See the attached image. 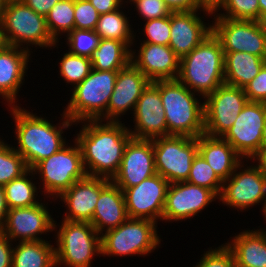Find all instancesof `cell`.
<instances>
[{
    "label": "cell",
    "instance_id": "obj_1",
    "mask_svg": "<svg viewBox=\"0 0 266 267\" xmlns=\"http://www.w3.org/2000/svg\"><path fill=\"white\" fill-rule=\"evenodd\" d=\"M129 130L121 122H84L75 140L80 147L87 176L110 180L114 177L122 162L125 147L132 138Z\"/></svg>",
    "mask_w": 266,
    "mask_h": 267
},
{
    "label": "cell",
    "instance_id": "obj_2",
    "mask_svg": "<svg viewBox=\"0 0 266 267\" xmlns=\"http://www.w3.org/2000/svg\"><path fill=\"white\" fill-rule=\"evenodd\" d=\"M10 107L18 140V149L15 150L23 157L28 169L66 145V140L62 137L63 129L69 128L73 122L64 113L62 119L65 120L61 123L62 126L57 127L51 121L17 105Z\"/></svg>",
    "mask_w": 266,
    "mask_h": 267
},
{
    "label": "cell",
    "instance_id": "obj_3",
    "mask_svg": "<svg viewBox=\"0 0 266 267\" xmlns=\"http://www.w3.org/2000/svg\"><path fill=\"white\" fill-rule=\"evenodd\" d=\"M190 91L205 98L213 93L224 79V52L220 40L208 35L196 48L180 59L177 78Z\"/></svg>",
    "mask_w": 266,
    "mask_h": 267
},
{
    "label": "cell",
    "instance_id": "obj_4",
    "mask_svg": "<svg viewBox=\"0 0 266 267\" xmlns=\"http://www.w3.org/2000/svg\"><path fill=\"white\" fill-rule=\"evenodd\" d=\"M154 83L160 89L165 111L167 136H189L197 138L204 134V103L195 93L178 79L158 80Z\"/></svg>",
    "mask_w": 266,
    "mask_h": 267
},
{
    "label": "cell",
    "instance_id": "obj_5",
    "mask_svg": "<svg viewBox=\"0 0 266 267\" xmlns=\"http://www.w3.org/2000/svg\"><path fill=\"white\" fill-rule=\"evenodd\" d=\"M118 71L92 69L82 82L74 86L71 99L63 113L75 124L86 120L103 122Z\"/></svg>",
    "mask_w": 266,
    "mask_h": 267
},
{
    "label": "cell",
    "instance_id": "obj_6",
    "mask_svg": "<svg viewBox=\"0 0 266 267\" xmlns=\"http://www.w3.org/2000/svg\"><path fill=\"white\" fill-rule=\"evenodd\" d=\"M56 236V266L91 267L93 256L102 254L101 235L89 222L63 220Z\"/></svg>",
    "mask_w": 266,
    "mask_h": 267
},
{
    "label": "cell",
    "instance_id": "obj_7",
    "mask_svg": "<svg viewBox=\"0 0 266 267\" xmlns=\"http://www.w3.org/2000/svg\"><path fill=\"white\" fill-rule=\"evenodd\" d=\"M1 23L5 45L20 48L25 43L42 48L56 45L49 33L45 16L37 14L24 2L8 3Z\"/></svg>",
    "mask_w": 266,
    "mask_h": 267
},
{
    "label": "cell",
    "instance_id": "obj_8",
    "mask_svg": "<svg viewBox=\"0 0 266 267\" xmlns=\"http://www.w3.org/2000/svg\"><path fill=\"white\" fill-rule=\"evenodd\" d=\"M157 223L147 219L128 218L117 228L101 235L102 256L147 255L160 244Z\"/></svg>",
    "mask_w": 266,
    "mask_h": 267
},
{
    "label": "cell",
    "instance_id": "obj_9",
    "mask_svg": "<svg viewBox=\"0 0 266 267\" xmlns=\"http://www.w3.org/2000/svg\"><path fill=\"white\" fill-rule=\"evenodd\" d=\"M32 170L40 174L46 193L58 198L76 181L84 179L87 174L82 161V154L75 140L74 146H64L50 157L38 162ZM54 194V195H53Z\"/></svg>",
    "mask_w": 266,
    "mask_h": 267
},
{
    "label": "cell",
    "instance_id": "obj_10",
    "mask_svg": "<svg viewBox=\"0 0 266 267\" xmlns=\"http://www.w3.org/2000/svg\"><path fill=\"white\" fill-rule=\"evenodd\" d=\"M152 141L156 173L169 183L187 181L198 153V137L170 135Z\"/></svg>",
    "mask_w": 266,
    "mask_h": 267
},
{
    "label": "cell",
    "instance_id": "obj_11",
    "mask_svg": "<svg viewBox=\"0 0 266 267\" xmlns=\"http://www.w3.org/2000/svg\"><path fill=\"white\" fill-rule=\"evenodd\" d=\"M204 99V134L212 137H222L248 102L244 88L225 83Z\"/></svg>",
    "mask_w": 266,
    "mask_h": 267
},
{
    "label": "cell",
    "instance_id": "obj_12",
    "mask_svg": "<svg viewBox=\"0 0 266 267\" xmlns=\"http://www.w3.org/2000/svg\"><path fill=\"white\" fill-rule=\"evenodd\" d=\"M214 19L212 32L220 40L223 52H247L266 58V31L260 21Z\"/></svg>",
    "mask_w": 266,
    "mask_h": 267
},
{
    "label": "cell",
    "instance_id": "obj_13",
    "mask_svg": "<svg viewBox=\"0 0 266 267\" xmlns=\"http://www.w3.org/2000/svg\"><path fill=\"white\" fill-rule=\"evenodd\" d=\"M266 119V103L247 102L232 127L222 136L243 158H250L261 147Z\"/></svg>",
    "mask_w": 266,
    "mask_h": 267
},
{
    "label": "cell",
    "instance_id": "obj_14",
    "mask_svg": "<svg viewBox=\"0 0 266 267\" xmlns=\"http://www.w3.org/2000/svg\"><path fill=\"white\" fill-rule=\"evenodd\" d=\"M241 167H244L242 162L236 167L233 174L223 182L218 199L224 205L242 211L262 201L265 203L266 174L255 165L245 168L244 171L236 172Z\"/></svg>",
    "mask_w": 266,
    "mask_h": 267
},
{
    "label": "cell",
    "instance_id": "obj_15",
    "mask_svg": "<svg viewBox=\"0 0 266 267\" xmlns=\"http://www.w3.org/2000/svg\"><path fill=\"white\" fill-rule=\"evenodd\" d=\"M169 182L160 174H155L140 184L123 191L129 218L147 219L157 223L162 220Z\"/></svg>",
    "mask_w": 266,
    "mask_h": 267
},
{
    "label": "cell",
    "instance_id": "obj_16",
    "mask_svg": "<svg viewBox=\"0 0 266 267\" xmlns=\"http://www.w3.org/2000/svg\"><path fill=\"white\" fill-rule=\"evenodd\" d=\"M54 222L45 204L40 202L31 207L9 209L0 231L11 241H41L44 239L38 237L39 234L55 230Z\"/></svg>",
    "mask_w": 266,
    "mask_h": 267
},
{
    "label": "cell",
    "instance_id": "obj_17",
    "mask_svg": "<svg viewBox=\"0 0 266 267\" xmlns=\"http://www.w3.org/2000/svg\"><path fill=\"white\" fill-rule=\"evenodd\" d=\"M218 196L205 187L187 181L170 183L162 220L179 221L194 217Z\"/></svg>",
    "mask_w": 266,
    "mask_h": 267
},
{
    "label": "cell",
    "instance_id": "obj_18",
    "mask_svg": "<svg viewBox=\"0 0 266 267\" xmlns=\"http://www.w3.org/2000/svg\"><path fill=\"white\" fill-rule=\"evenodd\" d=\"M155 174L153 141L131 138L118 172L111 181L120 188H130Z\"/></svg>",
    "mask_w": 266,
    "mask_h": 267
},
{
    "label": "cell",
    "instance_id": "obj_19",
    "mask_svg": "<svg viewBox=\"0 0 266 267\" xmlns=\"http://www.w3.org/2000/svg\"><path fill=\"white\" fill-rule=\"evenodd\" d=\"M135 129L129 130L132 138L152 140L167 136V124L160 89L150 82L137 101L134 110Z\"/></svg>",
    "mask_w": 266,
    "mask_h": 267
},
{
    "label": "cell",
    "instance_id": "obj_20",
    "mask_svg": "<svg viewBox=\"0 0 266 267\" xmlns=\"http://www.w3.org/2000/svg\"><path fill=\"white\" fill-rule=\"evenodd\" d=\"M150 82L132 63L119 70L106 110L107 122H120L119 117L128 109L132 108L134 113L138 99Z\"/></svg>",
    "mask_w": 266,
    "mask_h": 267
},
{
    "label": "cell",
    "instance_id": "obj_21",
    "mask_svg": "<svg viewBox=\"0 0 266 267\" xmlns=\"http://www.w3.org/2000/svg\"><path fill=\"white\" fill-rule=\"evenodd\" d=\"M139 48L137 56L131 51V63L151 82L178 78L180 58L169 46L143 42Z\"/></svg>",
    "mask_w": 266,
    "mask_h": 267
},
{
    "label": "cell",
    "instance_id": "obj_22",
    "mask_svg": "<svg viewBox=\"0 0 266 267\" xmlns=\"http://www.w3.org/2000/svg\"><path fill=\"white\" fill-rule=\"evenodd\" d=\"M110 181L107 178L91 176L76 181L59 196L69 210L63 219L91 223L100 191Z\"/></svg>",
    "mask_w": 266,
    "mask_h": 267
},
{
    "label": "cell",
    "instance_id": "obj_23",
    "mask_svg": "<svg viewBox=\"0 0 266 267\" xmlns=\"http://www.w3.org/2000/svg\"><path fill=\"white\" fill-rule=\"evenodd\" d=\"M198 11L170 13L169 47L180 59L212 33V25L204 24L201 17H198Z\"/></svg>",
    "mask_w": 266,
    "mask_h": 267
},
{
    "label": "cell",
    "instance_id": "obj_24",
    "mask_svg": "<svg viewBox=\"0 0 266 267\" xmlns=\"http://www.w3.org/2000/svg\"><path fill=\"white\" fill-rule=\"evenodd\" d=\"M22 48L10 45L0 48V95L11 106H15L12 103L16 102L31 55L28 46Z\"/></svg>",
    "mask_w": 266,
    "mask_h": 267
},
{
    "label": "cell",
    "instance_id": "obj_25",
    "mask_svg": "<svg viewBox=\"0 0 266 267\" xmlns=\"http://www.w3.org/2000/svg\"><path fill=\"white\" fill-rule=\"evenodd\" d=\"M128 218L123 191L110 181L100 191L91 224L101 235L103 231L117 228Z\"/></svg>",
    "mask_w": 266,
    "mask_h": 267
},
{
    "label": "cell",
    "instance_id": "obj_26",
    "mask_svg": "<svg viewBox=\"0 0 266 267\" xmlns=\"http://www.w3.org/2000/svg\"><path fill=\"white\" fill-rule=\"evenodd\" d=\"M198 153L223 182L233 174L243 160L222 137H212L206 134L198 136Z\"/></svg>",
    "mask_w": 266,
    "mask_h": 267
},
{
    "label": "cell",
    "instance_id": "obj_27",
    "mask_svg": "<svg viewBox=\"0 0 266 267\" xmlns=\"http://www.w3.org/2000/svg\"><path fill=\"white\" fill-rule=\"evenodd\" d=\"M232 251L235 263L245 267H266V231H243L232 242L225 243Z\"/></svg>",
    "mask_w": 266,
    "mask_h": 267
},
{
    "label": "cell",
    "instance_id": "obj_28",
    "mask_svg": "<svg viewBox=\"0 0 266 267\" xmlns=\"http://www.w3.org/2000/svg\"><path fill=\"white\" fill-rule=\"evenodd\" d=\"M265 65V59L247 52H224L225 84L244 88Z\"/></svg>",
    "mask_w": 266,
    "mask_h": 267
},
{
    "label": "cell",
    "instance_id": "obj_29",
    "mask_svg": "<svg viewBox=\"0 0 266 267\" xmlns=\"http://www.w3.org/2000/svg\"><path fill=\"white\" fill-rule=\"evenodd\" d=\"M48 242L19 241L12 251V267H56L55 247Z\"/></svg>",
    "mask_w": 266,
    "mask_h": 267
},
{
    "label": "cell",
    "instance_id": "obj_30",
    "mask_svg": "<svg viewBox=\"0 0 266 267\" xmlns=\"http://www.w3.org/2000/svg\"><path fill=\"white\" fill-rule=\"evenodd\" d=\"M127 44L118 40L100 39L90 60L92 69L99 71L121 70L131 63V51Z\"/></svg>",
    "mask_w": 266,
    "mask_h": 267
},
{
    "label": "cell",
    "instance_id": "obj_31",
    "mask_svg": "<svg viewBox=\"0 0 266 267\" xmlns=\"http://www.w3.org/2000/svg\"><path fill=\"white\" fill-rule=\"evenodd\" d=\"M127 17L119 9L99 15L95 29L100 39L118 40L130 48L134 41L133 31Z\"/></svg>",
    "mask_w": 266,
    "mask_h": 267
},
{
    "label": "cell",
    "instance_id": "obj_32",
    "mask_svg": "<svg viewBox=\"0 0 266 267\" xmlns=\"http://www.w3.org/2000/svg\"><path fill=\"white\" fill-rule=\"evenodd\" d=\"M34 173L32 169H28L19 178L13 179L11 182L3 186L6 204L8 209L19 207H31L40 202L36 200L38 194L37 187L29 177ZM36 195V196H35Z\"/></svg>",
    "mask_w": 266,
    "mask_h": 267
},
{
    "label": "cell",
    "instance_id": "obj_33",
    "mask_svg": "<svg viewBox=\"0 0 266 267\" xmlns=\"http://www.w3.org/2000/svg\"><path fill=\"white\" fill-rule=\"evenodd\" d=\"M75 0H60L57 2L45 17L49 33L57 42L59 34L68 35L75 29Z\"/></svg>",
    "mask_w": 266,
    "mask_h": 267
},
{
    "label": "cell",
    "instance_id": "obj_34",
    "mask_svg": "<svg viewBox=\"0 0 266 267\" xmlns=\"http://www.w3.org/2000/svg\"><path fill=\"white\" fill-rule=\"evenodd\" d=\"M28 170L23 157L0 139V186L19 178Z\"/></svg>",
    "mask_w": 266,
    "mask_h": 267
},
{
    "label": "cell",
    "instance_id": "obj_35",
    "mask_svg": "<svg viewBox=\"0 0 266 267\" xmlns=\"http://www.w3.org/2000/svg\"><path fill=\"white\" fill-rule=\"evenodd\" d=\"M187 182L212 190L217 196L220 195L223 184V181L199 153L193 159Z\"/></svg>",
    "mask_w": 266,
    "mask_h": 267
},
{
    "label": "cell",
    "instance_id": "obj_36",
    "mask_svg": "<svg viewBox=\"0 0 266 267\" xmlns=\"http://www.w3.org/2000/svg\"><path fill=\"white\" fill-rule=\"evenodd\" d=\"M60 76H62L67 83L75 86L82 82L92 70V62L89 57L64 53L61 58Z\"/></svg>",
    "mask_w": 266,
    "mask_h": 267
},
{
    "label": "cell",
    "instance_id": "obj_37",
    "mask_svg": "<svg viewBox=\"0 0 266 267\" xmlns=\"http://www.w3.org/2000/svg\"><path fill=\"white\" fill-rule=\"evenodd\" d=\"M69 52L75 55L91 57L93 51L97 48L100 37L95 30L74 29L66 35Z\"/></svg>",
    "mask_w": 266,
    "mask_h": 267
},
{
    "label": "cell",
    "instance_id": "obj_38",
    "mask_svg": "<svg viewBox=\"0 0 266 267\" xmlns=\"http://www.w3.org/2000/svg\"><path fill=\"white\" fill-rule=\"evenodd\" d=\"M223 10L226 11V15L217 14L214 18L259 21L258 0H227Z\"/></svg>",
    "mask_w": 266,
    "mask_h": 267
},
{
    "label": "cell",
    "instance_id": "obj_39",
    "mask_svg": "<svg viewBox=\"0 0 266 267\" xmlns=\"http://www.w3.org/2000/svg\"><path fill=\"white\" fill-rule=\"evenodd\" d=\"M147 39L143 42L169 46L170 15L163 18L147 20L144 25Z\"/></svg>",
    "mask_w": 266,
    "mask_h": 267
},
{
    "label": "cell",
    "instance_id": "obj_40",
    "mask_svg": "<svg viewBox=\"0 0 266 267\" xmlns=\"http://www.w3.org/2000/svg\"><path fill=\"white\" fill-rule=\"evenodd\" d=\"M75 29L78 30H95L99 13L88 0H75Z\"/></svg>",
    "mask_w": 266,
    "mask_h": 267
},
{
    "label": "cell",
    "instance_id": "obj_41",
    "mask_svg": "<svg viewBox=\"0 0 266 267\" xmlns=\"http://www.w3.org/2000/svg\"><path fill=\"white\" fill-rule=\"evenodd\" d=\"M235 263L232 251L221 245L218 249L206 251L195 267H233Z\"/></svg>",
    "mask_w": 266,
    "mask_h": 267
},
{
    "label": "cell",
    "instance_id": "obj_42",
    "mask_svg": "<svg viewBox=\"0 0 266 267\" xmlns=\"http://www.w3.org/2000/svg\"><path fill=\"white\" fill-rule=\"evenodd\" d=\"M133 3L144 21L167 17L171 13L163 0H136Z\"/></svg>",
    "mask_w": 266,
    "mask_h": 267
},
{
    "label": "cell",
    "instance_id": "obj_43",
    "mask_svg": "<svg viewBox=\"0 0 266 267\" xmlns=\"http://www.w3.org/2000/svg\"><path fill=\"white\" fill-rule=\"evenodd\" d=\"M249 102L266 103V64L260 72L244 87Z\"/></svg>",
    "mask_w": 266,
    "mask_h": 267
},
{
    "label": "cell",
    "instance_id": "obj_44",
    "mask_svg": "<svg viewBox=\"0 0 266 267\" xmlns=\"http://www.w3.org/2000/svg\"><path fill=\"white\" fill-rule=\"evenodd\" d=\"M11 240L0 231V267H12Z\"/></svg>",
    "mask_w": 266,
    "mask_h": 267
},
{
    "label": "cell",
    "instance_id": "obj_45",
    "mask_svg": "<svg viewBox=\"0 0 266 267\" xmlns=\"http://www.w3.org/2000/svg\"><path fill=\"white\" fill-rule=\"evenodd\" d=\"M60 0H23L37 14L47 16L52 7Z\"/></svg>",
    "mask_w": 266,
    "mask_h": 267
},
{
    "label": "cell",
    "instance_id": "obj_46",
    "mask_svg": "<svg viewBox=\"0 0 266 267\" xmlns=\"http://www.w3.org/2000/svg\"><path fill=\"white\" fill-rule=\"evenodd\" d=\"M171 12L198 10L196 0H163Z\"/></svg>",
    "mask_w": 266,
    "mask_h": 267
},
{
    "label": "cell",
    "instance_id": "obj_47",
    "mask_svg": "<svg viewBox=\"0 0 266 267\" xmlns=\"http://www.w3.org/2000/svg\"><path fill=\"white\" fill-rule=\"evenodd\" d=\"M100 14L109 13L119 9L123 0H88Z\"/></svg>",
    "mask_w": 266,
    "mask_h": 267
},
{
    "label": "cell",
    "instance_id": "obj_48",
    "mask_svg": "<svg viewBox=\"0 0 266 267\" xmlns=\"http://www.w3.org/2000/svg\"><path fill=\"white\" fill-rule=\"evenodd\" d=\"M198 5V10L202 8V11H206V14H214L216 11L220 10L225 6L227 0H196ZM221 7V8H220Z\"/></svg>",
    "mask_w": 266,
    "mask_h": 267
},
{
    "label": "cell",
    "instance_id": "obj_49",
    "mask_svg": "<svg viewBox=\"0 0 266 267\" xmlns=\"http://www.w3.org/2000/svg\"><path fill=\"white\" fill-rule=\"evenodd\" d=\"M8 210L4 189L0 186V228L4 225Z\"/></svg>",
    "mask_w": 266,
    "mask_h": 267
},
{
    "label": "cell",
    "instance_id": "obj_50",
    "mask_svg": "<svg viewBox=\"0 0 266 267\" xmlns=\"http://www.w3.org/2000/svg\"><path fill=\"white\" fill-rule=\"evenodd\" d=\"M252 159L259 161L257 166L266 174V146H261Z\"/></svg>",
    "mask_w": 266,
    "mask_h": 267
},
{
    "label": "cell",
    "instance_id": "obj_51",
    "mask_svg": "<svg viewBox=\"0 0 266 267\" xmlns=\"http://www.w3.org/2000/svg\"><path fill=\"white\" fill-rule=\"evenodd\" d=\"M259 1V21L261 17L266 14V0H258Z\"/></svg>",
    "mask_w": 266,
    "mask_h": 267
},
{
    "label": "cell",
    "instance_id": "obj_52",
    "mask_svg": "<svg viewBox=\"0 0 266 267\" xmlns=\"http://www.w3.org/2000/svg\"><path fill=\"white\" fill-rule=\"evenodd\" d=\"M7 3L4 0H0V21L3 18Z\"/></svg>",
    "mask_w": 266,
    "mask_h": 267
},
{
    "label": "cell",
    "instance_id": "obj_53",
    "mask_svg": "<svg viewBox=\"0 0 266 267\" xmlns=\"http://www.w3.org/2000/svg\"><path fill=\"white\" fill-rule=\"evenodd\" d=\"M261 146H266V119H265L263 131H262Z\"/></svg>",
    "mask_w": 266,
    "mask_h": 267
},
{
    "label": "cell",
    "instance_id": "obj_54",
    "mask_svg": "<svg viewBox=\"0 0 266 267\" xmlns=\"http://www.w3.org/2000/svg\"><path fill=\"white\" fill-rule=\"evenodd\" d=\"M5 45L3 33H2V23L0 21V48H2Z\"/></svg>",
    "mask_w": 266,
    "mask_h": 267
},
{
    "label": "cell",
    "instance_id": "obj_55",
    "mask_svg": "<svg viewBox=\"0 0 266 267\" xmlns=\"http://www.w3.org/2000/svg\"><path fill=\"white\" fill-rule=\"evenodd\" d=\"M260 23L262 25V27L264 28V30L266 31V14H264L261 19H260Z\"/></svg>",
    "mask_w": 266,
    "mask_h": 267
},
{
    "label": "cell",
    "instance_id": "obj_56",
    "mask_svg": "<svg viewBox=\"0 0 266 267\" xmlns=\"http://www.w3.org/2000/svg\"><path fill=\"white\" fill-rule=\"evenodd\" d=\"M7 4L14 3V2H23V0H4Z\"/></svg>",
    "mask_w": 266,
    "mask_h": 267
},
{
    "label": "cell",
    "instance_id": "obj_57",
    "mask_svg": "<svg viewBox=\"0 0 266 267\" xmlns=\"http://www.w3.org/2000/svg\"><path fill=\"white\" fill-rule=\"evenodd\" d=\"M264 205H263V213H264V216H265V218H266V200H265V203H263Z\"/></svg>",
    "mask_w": 266,
    "mask_h": 267
},
{
    "label": "cell",
    "instance_id": "obj_58",
    "mask_svg": "<svg viewBox=\"0 0 266 267\" xmlns=\"http://www.w3.org/2000/svg\"><path fill=\"white\" fill-rule=\"evenodd\" d=\"M233 267H245V266L234 263Z\"/></svg>",
    "mask_w": 266,
    "mask_h": 267
}]
</instances>
